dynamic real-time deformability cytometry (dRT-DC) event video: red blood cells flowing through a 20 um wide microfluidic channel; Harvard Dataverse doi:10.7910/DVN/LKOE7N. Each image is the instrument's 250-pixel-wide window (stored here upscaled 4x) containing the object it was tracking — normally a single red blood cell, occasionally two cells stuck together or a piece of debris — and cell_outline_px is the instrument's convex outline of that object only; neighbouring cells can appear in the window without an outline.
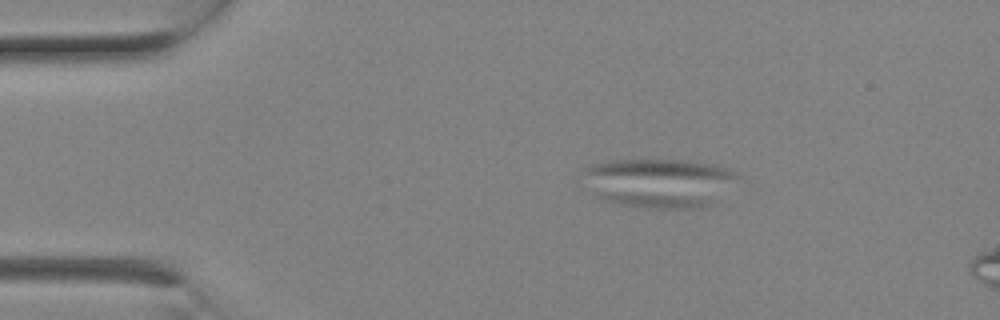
{"species": "Egyptian fruit bat (a non-hibernating species)", "species_latin": "Rousettus aegyptiacus", "temperature_condition": "room temperature", "stored_images_in_passage": 2, "camera_frame_rate_fps": 3000, "um_per_image_px": 0.085, "animal": {"sex": "female"}, "frame": {"image": 1, "passage_image": 1, "time_ms": 0.0, "image_size_px": [1000, 320], "cell_outline_px": [[740, 176], [712, 204], [700, 208], [644, 208], [620, 204], [604, 200], [596, 196], [584, 172], [584, 168], [588, 164], [612, 160], [680, 160], [708, 164], [724, 168], [736, 172]], "centroid_in_image_um": [56.02, 15.54], "position_along_channel_um": 29.0, "area_um2": 43.7}}